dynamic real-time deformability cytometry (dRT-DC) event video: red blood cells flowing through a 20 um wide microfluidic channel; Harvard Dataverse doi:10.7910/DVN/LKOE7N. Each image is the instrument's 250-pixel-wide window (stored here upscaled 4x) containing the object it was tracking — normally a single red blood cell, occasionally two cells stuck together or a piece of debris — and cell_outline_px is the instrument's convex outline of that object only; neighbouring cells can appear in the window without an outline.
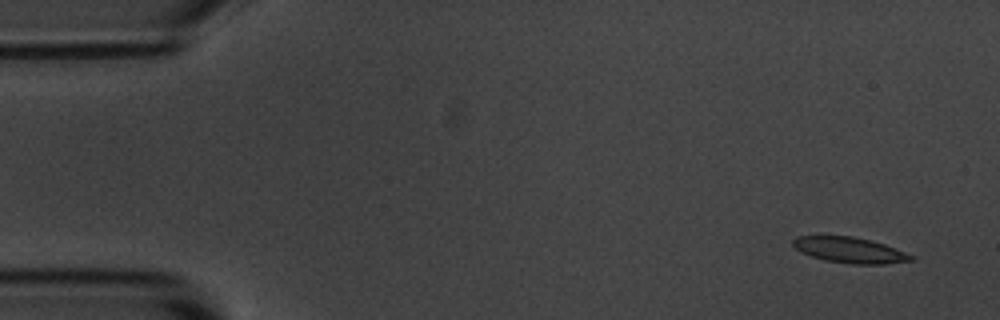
{"species": "common noctule bat (a hibernating species)", "species_latin": "Nyctalus noctula", "temperature_condition": "room temperature", "stored_images_in_passage": 6, "camera_frame_rate_fps": 3000, "um_per_image_px": 0.085, "animal": {"sex": "male", "body_mass_g": 20.1, "forearm_length_mm": 53.5}, "frame": {"image": 1, "passage_image": 1, "time_ms": 0.0, "image_size_px": [1000, 320], "cell_outline_px": [[916, 260], [884, 264], [852, 264], [824, 260], [800, 252], [792, 244], [792, 240], [796, 236], [852, 236], [872, 240], [884, 244], [904, 252], [912, 256]], "centroid_in_image_um": [72.21, 21.25], "position_along_channel_um": 12.8, "area_um2": 17.63}}
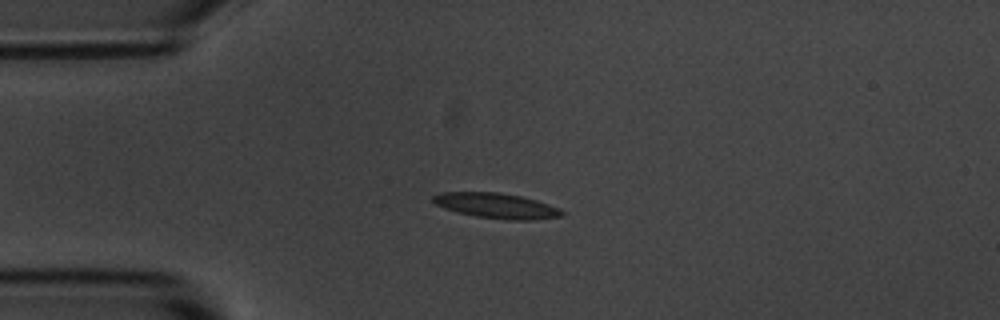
{"frame": {"image": 2, "passage_image": 4, "time_ms": 3.333, "image_size_px": [1000, 320], "cell_outline_px": [[564, 216], [536, 220], [504, 220], [476, 216], [456, 212], [444, 208], [436, 204], [432, 200], [432, 196], [440, 192], [496, 192], [520, 196], [536, 200], [560, 208], [564, 212]], "centroid_in_image_um": [42.21, 17.49], "position_along_channel_um": 42.8, "area_um2": 19.07}}